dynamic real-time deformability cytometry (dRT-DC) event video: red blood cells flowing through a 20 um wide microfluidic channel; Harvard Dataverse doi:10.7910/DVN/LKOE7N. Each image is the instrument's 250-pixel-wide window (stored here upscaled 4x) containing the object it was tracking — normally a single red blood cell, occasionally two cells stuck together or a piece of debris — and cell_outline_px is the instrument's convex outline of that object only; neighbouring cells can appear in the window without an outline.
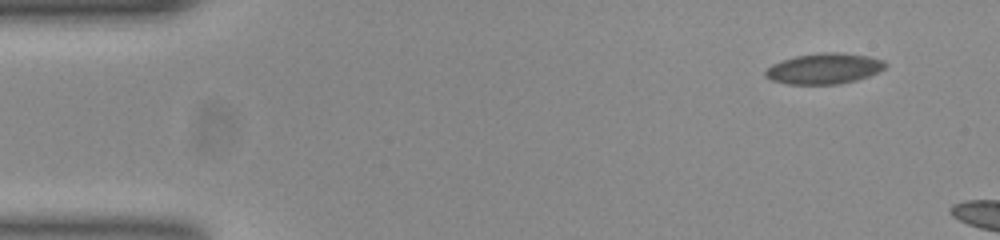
{"species": "common noctule bat (a hibernating species)", "species_latin": "Nyctalus noctula", "temperature_condition": "room temperature", "stored_images_in_passage": 5, "camera_frame_rate_fps": 3000, "um_per_image_px": 0.085, "animal": {"sex": "female", "body_mass_g": 23.0, "forearm_length_mm": 53.4}, "frame": {"image": 1, "passage_image": 1, "time_ms": 0.0, "image_size_px": [1000, 240], "cell_outline_px": [[888, 64], [884, 68], [868, 76], [856, 80], [840, 84], [788, 84], [772, 80], [764, 76], [764, 72], [772, 64], [796, 56], [820, 52], [840, 52], [868, 56], [884, 60]], "centroid_in_image_um": [70.06, 5.83], "position_along_channel_um": 14.9, "area_um2": 21.39}}